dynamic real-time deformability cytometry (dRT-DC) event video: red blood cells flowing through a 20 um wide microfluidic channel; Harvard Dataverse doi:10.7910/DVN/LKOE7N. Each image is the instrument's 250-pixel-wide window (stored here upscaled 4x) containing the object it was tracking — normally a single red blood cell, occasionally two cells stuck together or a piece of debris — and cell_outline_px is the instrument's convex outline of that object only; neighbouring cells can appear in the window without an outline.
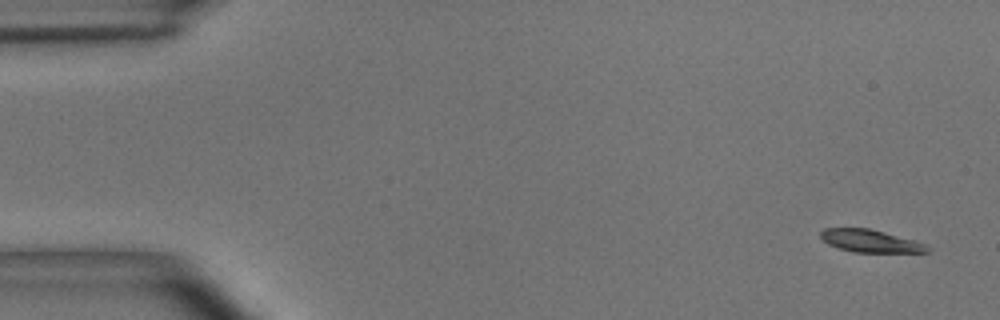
{"species": "common noctule bat (a hibernating species)", "species_latin": "Nyctalus noctula", "temperature_condition": "room temperature", "stored_images_in_passage": 6, "camera_frame_rate_fps": 3000, "um_per_image_px": 0.085, "animal": {"sex": "male", "body_mass_g": 15.6}, "frame": {"image": 1, "passage_image": 1, "time_ms": 0.0, "image_size_px": [1000, 320], "cell_outline_px": [[932, 248], [928, 252], [852, 252], [828, 244], [820, 236], [820, 232], [824, 228], [868, 228], [884, 232], [912, 240], [924, 244]], "centroid_in_image_um": [73.96, 20.48], "position_along_channel_um": 11.0, "area_um2": 13.81}}
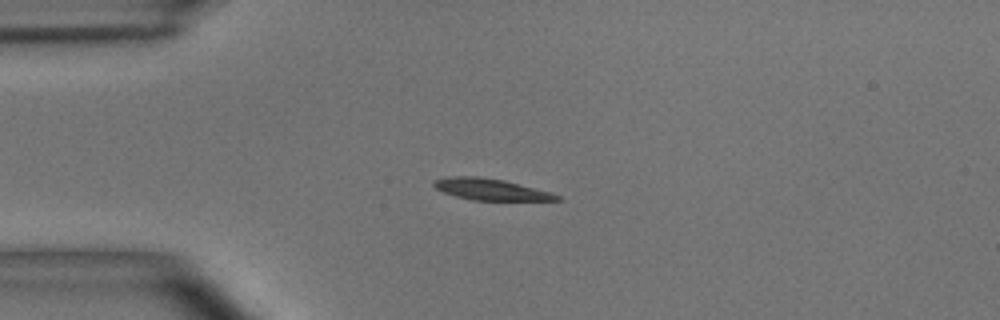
{"frame": {"image": 2, "passage_image": 4, "time_ms": 1.0, "image_size_px": [1000, 320], "cell_outline_px": [[560, 200], [472, 200], [456, 196], [444, 192], [436, 188], [432, 184], [432, 180], [448, 176], [476, 176], [504, 180], [548, 192], [560, 196]], "centroid_in_image_um": [41.62, 16.09], "position_along_channel_um": 43.4, "area_um2": 15.09}}
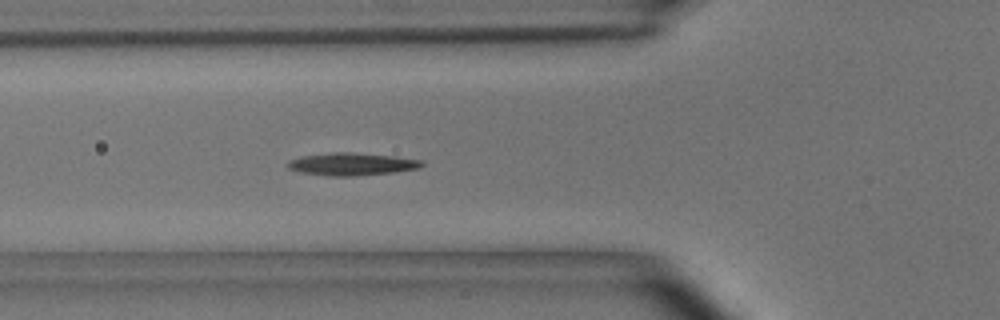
{"frame": {"image": 3, "passage_image": 6, "time_ms": 1.667, "image_size_px": [1000, 320], "cell_outline_px": [[424, 164], [420, 168], [396, 172], [356, 176], [328, 176], [300, 172], [288, 168], [288, 160], [300, 156], [332, 152], [352, 152], [392, 156], [424, 160]], "centroid_in_image_um": [29.91, 13.95], "position_along_channel_um": 95.9, "area_um2": 17.8}}